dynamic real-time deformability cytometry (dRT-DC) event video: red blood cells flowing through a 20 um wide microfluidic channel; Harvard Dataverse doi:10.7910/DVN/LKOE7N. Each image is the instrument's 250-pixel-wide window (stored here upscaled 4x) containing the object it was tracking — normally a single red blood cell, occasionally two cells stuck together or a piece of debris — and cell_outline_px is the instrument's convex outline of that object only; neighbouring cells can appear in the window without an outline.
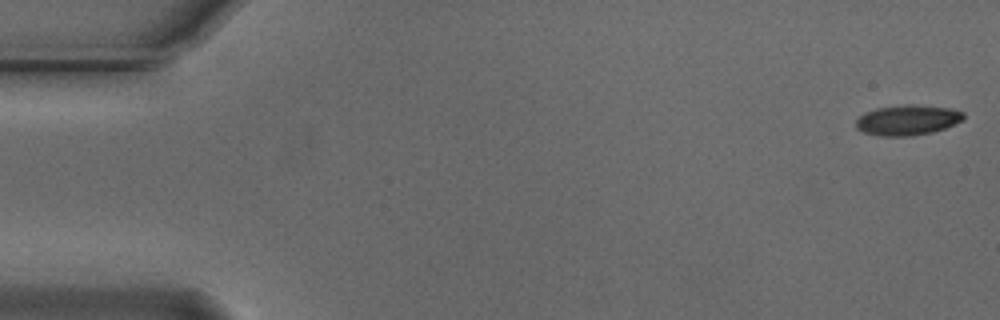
{"species": "Egyptian fruit bat (a non-hibernating species)", "species_latin": "Rousettus aegyptiacus", "temperature_condition": "cold", "stored_images_in_passage": 55, "camera_frame_rate_fps": 3000, "um_per_image_px": 0.085, "animal": {"sex": "male"}, "frame": {"image": 1, "passage_image": 1, "time_ms": 0.0, "image_size_px": [1000, 320], "cell_outline_px": [[964, 120], [944, 128], [932, 132], [912, 136], [884, 136], [864, 132], [856, 128], [856, 120], [864, 112], [876, 108], [904, 104], [912, 104], [948, 108], [964, 112]], "centroid_in_image_um": [77.13, 10.2], "position_along_channel_um": 7.9, "area_um2": 18.96}}
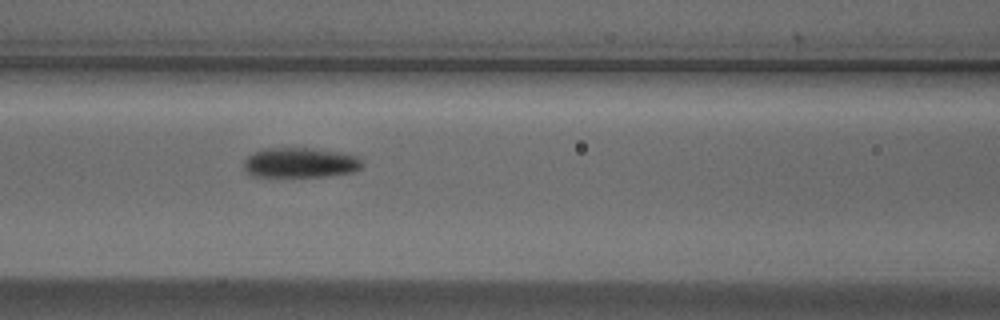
{"frame": {"image": 2, "passage_image": 23, "time_ms": 7.333, "image_size_px": [1000, 320], "cell_outline_px": [[364, 164], [356, 172], [328, 176], [252, 176], [244, 172], [244, 160], [252, 152], [264, 148], [312, 148], [340, 152], [356, 156]], "centroid_in_image_um": [25.5, 13.83], "position_along_channel_um": 141.1, "area_um2": 20.87}}
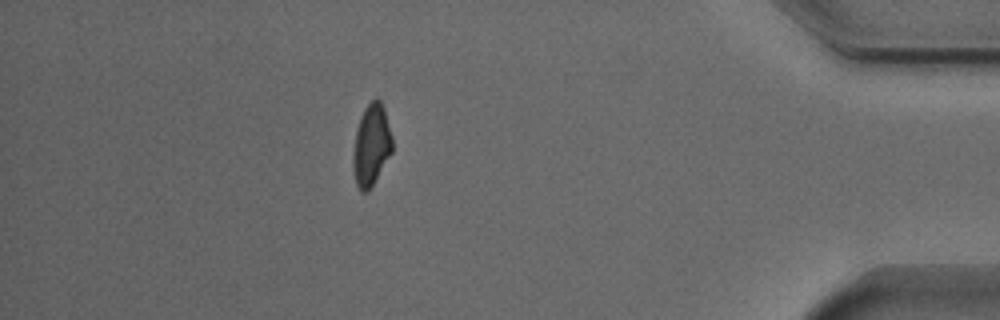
{"frame": {"image": 3, "passage_image": 48, "time_ms": 15.667, "image_size_px": [1000, 320], "cell_outline_px": [[392, 152], [368, 192], [360, 192], [356, 184], [352, 168], [352, 156], [356, 128], [360, 116], [364, 108], [376, 96], [380, 100], [384, 108], [392, 136]], "centroid_in_image_um": [31.54, 12.33], "position_along_channel_um": 403.7, "area_um2": 18.84}, "authors_computed_cell_mechanics": {"area_um2": 19.5364, "velocity_mm_per_s": 3.7317, "shape_relaxation_time_tau1_ms": 3.5799, "shape_relaxation_time_tau2_ms": null, "deformation_change_tau1": 0.1203, "deformation_change_tau2": null}}